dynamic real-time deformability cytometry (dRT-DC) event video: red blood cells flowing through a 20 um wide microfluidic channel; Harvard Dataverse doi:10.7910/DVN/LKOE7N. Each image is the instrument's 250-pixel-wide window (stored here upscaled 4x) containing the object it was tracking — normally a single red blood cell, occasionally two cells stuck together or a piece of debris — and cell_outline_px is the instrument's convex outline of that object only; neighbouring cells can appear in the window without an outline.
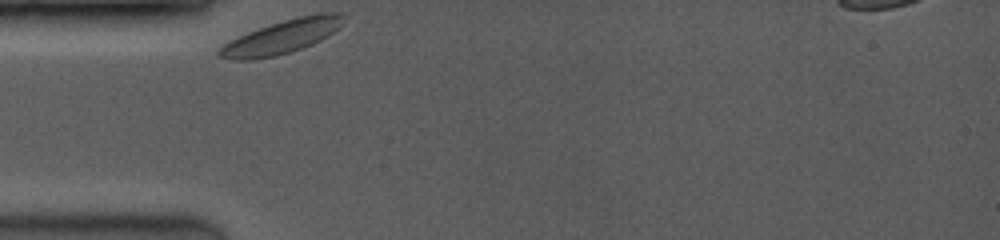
{"species": "common noctule bat (a hibernating species)", "species_latin": "Nyctalus noctula", "temperature_condition": "room temperature", "stored_images_in_passage": 35, "camera_frame_rate_fps": 3500, "um_per_image_px": 0.085, "animal": {"sex": "female", "body_mass_g": 19.0, "forearm_length_mm": 53.3}, "frame": {"image": 1, "passage_image": 1, "time_ms": 0.0, "image_size_px": [1000, 240], "cell_outline_px": [[344, 24], [328, 36], [312, 44], [276, 56], [252, 60], [232, 60], [220, 56], [216, 52], [224, 44], [248, 32], [284, 20], [300, 16], [320, 12], [344, 12]], "centroid_in_image_um": [24.02, 3.12], "position_along_channel_um": 61.0, "area_um2": 24.1}}
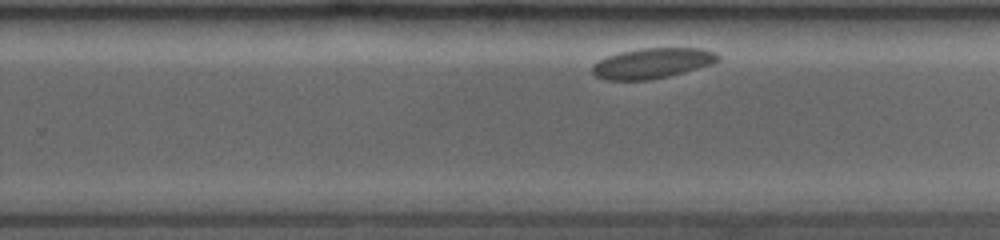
{"frame": {"image": 2, "passage_image": 23, "time_ms": 6.286, "image_size_px": [1000, 240], "cell_outline_px": [[720, 60], [712, 64], [684, 72], [668, 76], [648, 80], [604, 80], [596, 76], [592, 72], [592, 64], [608, 56], [620, 52], [640, 48], [700, 48], [716, 52], [720, 56]], "centroid_in_image_um": [55.45, 5.37], "position_along_channel_um": 274.3, "area_um2": 22.25}}
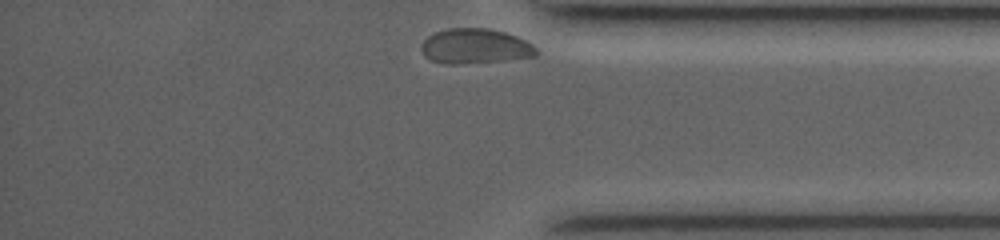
{"frame": {"image": 3, "passage_image": 35, "time_ms": 9.714, "image_size_px": [1000, 240], "cell_outline_px": [[540, 52], [536, 56], [508, 60], [460, 64], [448, 64], [432, 60], [424, 56], [420, 48], [424, 40], [428, 36], [436, 32], [448, 28], [488, 28], [504, 32], [516, 36], [532, 44]], "centroid_in_image_um": [40.4, 3.93], "position_along_channel_um": 394.8, "area_um2": 23.52}}